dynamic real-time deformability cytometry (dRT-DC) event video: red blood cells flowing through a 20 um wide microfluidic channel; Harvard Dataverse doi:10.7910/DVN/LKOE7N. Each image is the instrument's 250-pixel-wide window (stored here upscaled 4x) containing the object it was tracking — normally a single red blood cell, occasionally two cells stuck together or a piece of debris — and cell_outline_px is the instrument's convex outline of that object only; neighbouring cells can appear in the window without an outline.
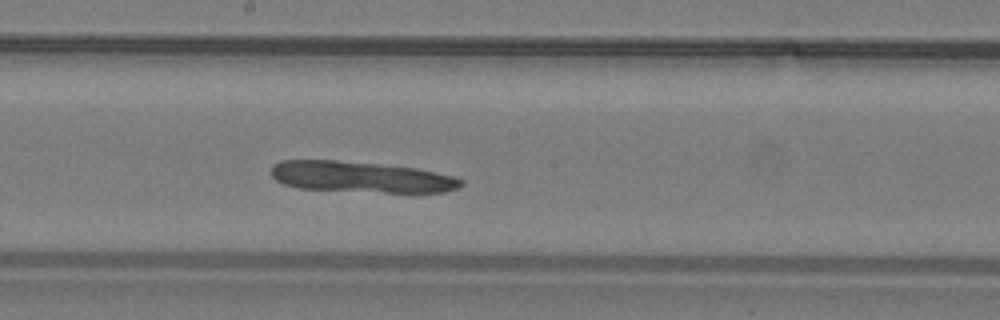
{"species": "common noctule bat (a hibernating species)", "species_latin": "Nyctalus noctula", "temperature_condition": "warm", "stored_images_in_passage": 26, "camera_frame_rate_fps": 3000, "um_per_image_px": 0.085, "animal": {"sex": "male", "body_mass_g": 19.2, "forearm_length_mm": 51.8}, "frame": {"image": 1, "passage_image": 11, "time_ms": 3.333, "image_size_px": [1000, 320], "cell_outline_px": [[464, 184], [456, 188], [444, 192], [384, 192], [300, 188], [284, 184], [276, 180], [272, 176], [272, 164], [280, 160], [336, 160], [416, 168], [452, 176], [464, 180]], "centroid_in_image_um": [30.66, 15.04], "position_along_channel_um": 217.5, "area_um2": 33.87}}